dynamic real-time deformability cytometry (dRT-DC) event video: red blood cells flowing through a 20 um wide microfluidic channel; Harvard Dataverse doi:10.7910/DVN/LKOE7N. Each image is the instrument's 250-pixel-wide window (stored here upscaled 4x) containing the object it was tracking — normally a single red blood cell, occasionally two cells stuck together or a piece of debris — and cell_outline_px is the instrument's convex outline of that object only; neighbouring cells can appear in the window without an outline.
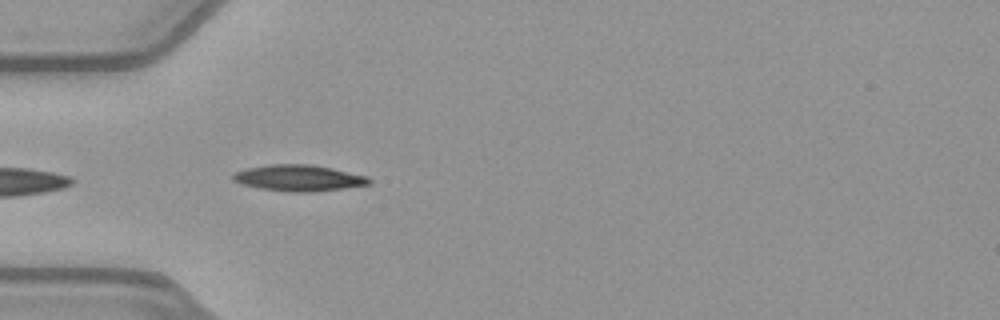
{"species": "common noctule bat (a hibernating species)", "species_latin": "Nyctalus noctula", "temperature_condition": "warm", "stored_images_in_passage": 10, "camera_frame_rate_fps": 3000, "um_per_image_px": 0.085, "animal": {"sex": "female", "body_mass_g": 21.9}, "frame": {"image": 1, "passage_image": 1, "time_ms": 0.0, "image_size_px": [1000, 320], "cell_outline_px": [[372, 184], [344, 188], [312, 192], [288, 192], [260, 188], [244, 184], [232, 180], [232, 176], [236, 172], [244, 168], [272, 164], [308, 164], [332, 168], [368, 176], [372, 180]], "centroid_in_image_um": [25.42, 15.13], "position_along_channel_um": 59.6, "area_um2": 20.81}}